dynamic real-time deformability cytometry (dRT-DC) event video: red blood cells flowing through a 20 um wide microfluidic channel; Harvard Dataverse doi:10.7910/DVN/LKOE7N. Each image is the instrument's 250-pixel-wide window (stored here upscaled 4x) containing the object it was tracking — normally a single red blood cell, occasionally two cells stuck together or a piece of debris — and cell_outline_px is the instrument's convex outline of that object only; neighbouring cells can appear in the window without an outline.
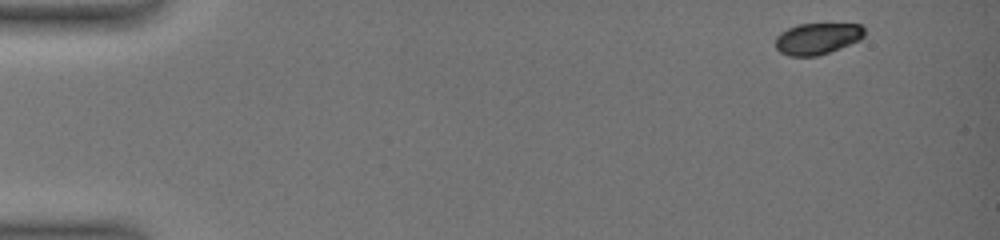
{"species": "common noctule bat (a hibernating species)", "species_latin": "Nyctalus noctula", "temperature_condition": "warm", "stored_images_in_passage": 9, "camera_frame_rate_fps": 3000, "um_per_image_px": 0.085, "animal": {"sex": "female", "body_mass_g": 19.0, "forearm_length_mm": 51.5}, "frame": {"image": 1, "passage_image": 1, "time_ms": 0.0, "image_size_px": [1000, 240], "cell_outline_px": [[864, 36], [860, 40], [840, 48], [816, 56], [788, 56], [780, 52], [776, 48], [776, 36], [780, 32], [796, 24], [860, 24], [864, 28]], "centroid_in_image_um": [69.46, 3.28], "position_along_channel_um": 15.5, "area_um2": 16.3}}
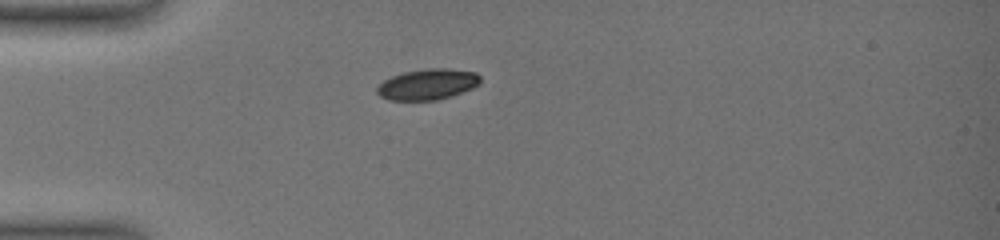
{"frame": {"image": 2, "passage_image": 6, "time_ms": 4.0, "image_size_px": [1000, 240], "cell_outline_px": [[480, 84], [472, 88], [452, 96], [436, 100], [388, 100], [380, 96], [376, 92], [376, 88], [384, 80], [392, 76], [404, 72], [428, 68], [448, 68], [476, 72], [480, 76]], "centroid_in_image_um": [36.36, 7.16], "position_along_channel_um": 48.6, "area_um2": 18.61}}
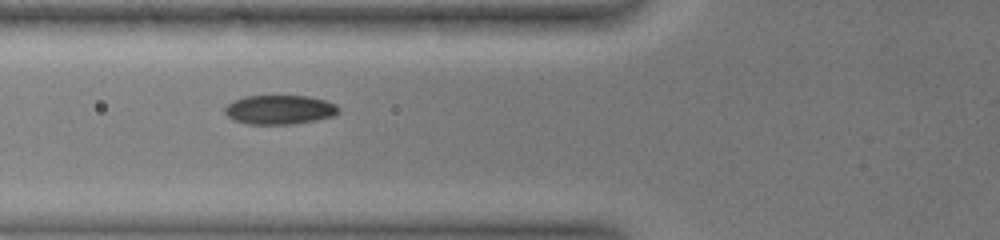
{"frame": {"image": 3, "passage_image": 8, "time_ms": 6.0, "image_size_px": [1000, 240], "cell_outline_px": [[340, 112], [332, 116], [316, 120], [292, 124], [248, 124], [232, 120], [224, 112], [224, 108], [228, 104], [244, 96], [308, 96], [324, 100], [336, 104]], "centroid_in_image_um": [23.75, 9.33], "position_along_channel_um": 102.0, "area_um2": 19.31}}